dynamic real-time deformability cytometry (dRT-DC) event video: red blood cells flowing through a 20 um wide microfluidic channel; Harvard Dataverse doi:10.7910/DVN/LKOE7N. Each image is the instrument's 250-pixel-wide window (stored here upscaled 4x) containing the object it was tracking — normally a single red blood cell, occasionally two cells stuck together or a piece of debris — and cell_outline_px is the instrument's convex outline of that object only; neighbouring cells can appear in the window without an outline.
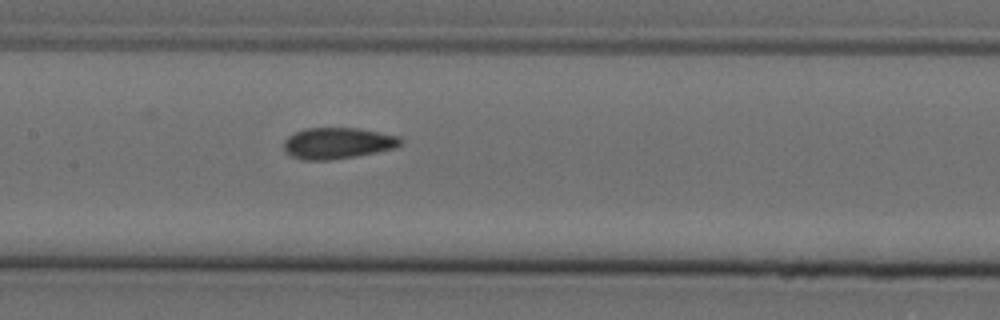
{"species": "Egyptian fruit bat (a non-hibernating species)", "species_latin": "Rousettus aegyptiacus", "temperature_condition": "cold", "stored_images_in_passage": 9, "camera_frame_rate_fps": 3000, "um_per_image_px": 0.085, "animal": {"sex": "female"}, "frame": {"image": 1, "passage_image": 9, "time_ms": 2.667, "image_size_px": [1000, 320], "cell_outline_px": [[404, 140], [396, 148], [356, 156], [328, 160], [304, 160], [292, 156], [284, 152], [284, 140], [288, 136], [304, 128], [356, 128], [400, 136]], "centroid_in_image_um": [28.7, 12.17], "position_along_channel_um": 178.7, "area_um2": 21.27}}